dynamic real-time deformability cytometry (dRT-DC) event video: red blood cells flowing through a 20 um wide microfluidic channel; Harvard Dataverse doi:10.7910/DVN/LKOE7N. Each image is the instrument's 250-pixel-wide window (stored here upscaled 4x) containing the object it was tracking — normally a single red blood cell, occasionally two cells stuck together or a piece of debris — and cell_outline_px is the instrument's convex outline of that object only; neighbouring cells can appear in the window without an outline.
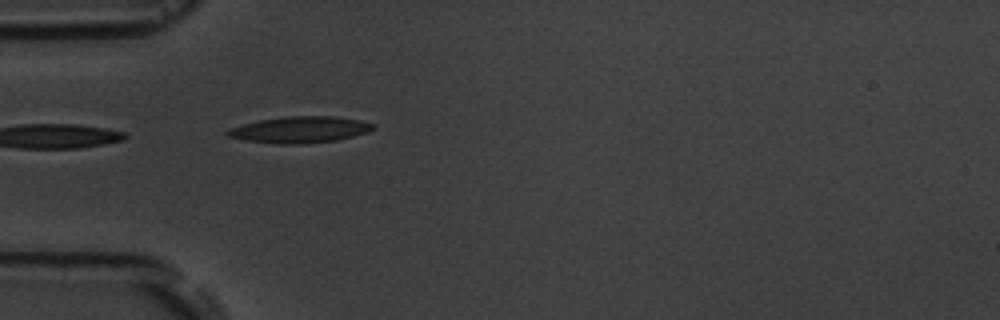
{"species": "common noctule bat (a hibernating species)", "species_latin": "Nyctalus noctula", "temperature_condition": "room temperature", "stored_images_in_passage": 2, "camera_frame_rate_fps": 3000, "um_per_image_px": 0.085, "animal": {"sex": "male", "body_mass_g": 19.5, "forearm_length_mm": 54.6}, "frame": {"image": 1, "passage_image": 2, "time_ms": 1.667, "image_size_px": [1000, 320], "cell_outline_px": [[376, 124], [368, 132], [336, 140], [296, 144], [280, 144], [248, 140], [228, 136], [224, 132], [228, 128], [260, 120], [284, 116], [336, 116], [360, 120]], "centroid_in_image_um": [25.49, 11.01], "position_along_channel_um": 59.5, "area_um2": 22.14}}